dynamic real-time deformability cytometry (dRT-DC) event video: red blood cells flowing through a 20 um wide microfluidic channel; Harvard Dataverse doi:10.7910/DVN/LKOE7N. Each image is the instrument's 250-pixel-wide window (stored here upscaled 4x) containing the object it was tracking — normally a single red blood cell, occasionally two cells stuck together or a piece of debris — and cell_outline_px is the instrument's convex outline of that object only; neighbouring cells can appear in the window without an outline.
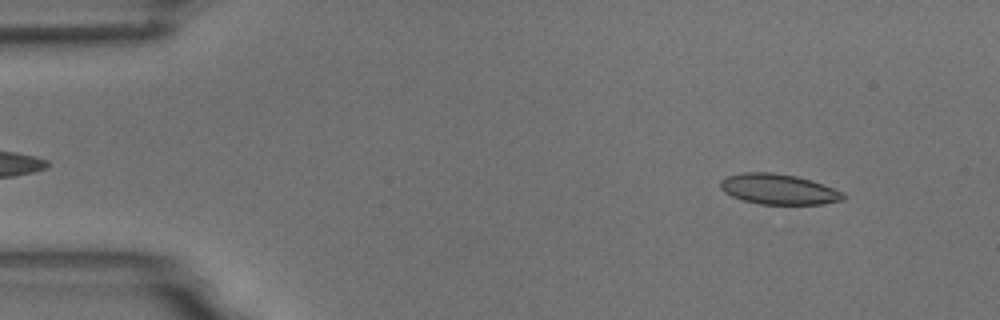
{"species": "common noctule bat (a hibernating species)", "species_latin": "Nyctalus noctula", "temperature_condition": "room temperature", "stored_images_in_passage": 5, "segment_of_instrument_passage": [2, 2], "camera_frame_rate_fps": 3000, "um_per_image_px": 0.085, "animal": {"sex": "male", "body_mass_g": 18.8}, "frame": {"image": 1, "passage_image": 5, "time_ms": 5.333, "image_size_px": [1000, 320], "cell_outline_px": [[844, 200], [824, 204], [760, 204], [744, 200], [732, 196], [724, 192], [720, 188], [720, 180], [728, 176], [744, 172], [772, 172], [796, 176], [812, 180], [844, 192]], "centroid_in_image_um": [66.19, 16.08], "position_along_channel_um": 18.8, "area_um2": 21.79}}